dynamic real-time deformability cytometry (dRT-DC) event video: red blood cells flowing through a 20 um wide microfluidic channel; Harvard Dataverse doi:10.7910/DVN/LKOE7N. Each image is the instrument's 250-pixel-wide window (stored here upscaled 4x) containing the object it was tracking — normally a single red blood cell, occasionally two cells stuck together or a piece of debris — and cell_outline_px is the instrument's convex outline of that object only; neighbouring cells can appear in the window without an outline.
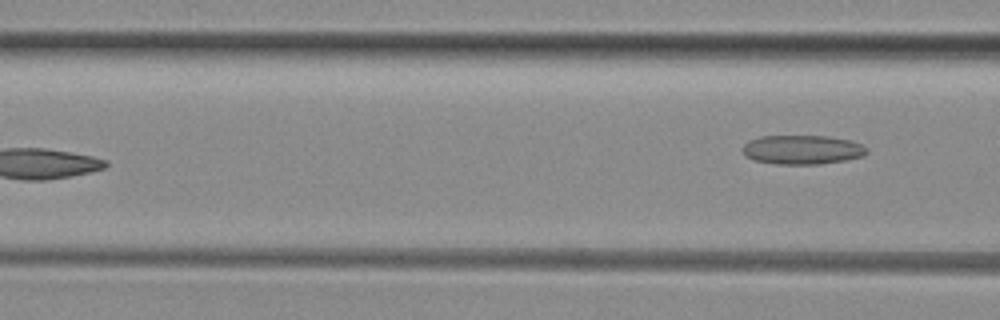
{"species": "common noctule bat (a hibernating species)", "species_latin": "Nyctalus noctula", "temperature_condition": "room temperature", "stored_images_in_passage": 5, "camera_frame_rate_fps": 3000, "um_per_image_px": 0.085, "animal": {"sex": "female", "body_mass_g": 29.2, "forearm_length_mm": 56.3}, "frame": {"image": 1, "passage_image": 5, "time_ms": 4.667, "image_size_px": [1000, 320], "cell_outline_px": [[868, 152], [864, 156], [848, 160], [820, 164], [776, 164], [752, 160], [744, 156], [740, 148], [748, 140], [760, 136], [828, 136], [848, 140], [860, 144], [868, 148]], "centroid_in_image_um": [68.15, 12.73], "position_along_channel_um": 98.4, "area_um2": 21.44}}